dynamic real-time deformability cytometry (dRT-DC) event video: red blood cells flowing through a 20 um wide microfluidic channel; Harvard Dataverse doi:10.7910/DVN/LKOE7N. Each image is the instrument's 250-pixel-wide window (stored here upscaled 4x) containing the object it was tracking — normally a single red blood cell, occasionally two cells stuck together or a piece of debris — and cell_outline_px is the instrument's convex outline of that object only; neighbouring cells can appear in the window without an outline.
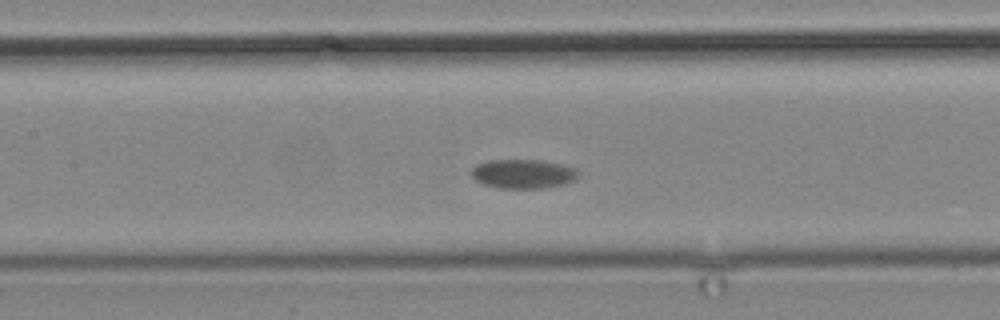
{"species": "common noctule bat (a hibernating species)", "species_latin": "Nyctalus noctula", "temperature_condition": "cold", "stored_images_in_passage": 4, "camera_frame_rate_fps": 3000, "um_per_image_px": 0.085, "animal": {"sex": "male", "body_mass_g": 19.2, "forearm_length_mm": 51.8}, "frame": {"image": 1, "passage_image": 4, "time_ms": 5.0, "image_size_px": [1000, 320], "cell_outline_px": [[580, 176], [576, 180], [564, 184], [544, 188], [500, 188], [484, 184], [476, 180], [472, 176], [472, 168], [476, 164], [488, 160], [540, 160], [564, 164], [576, 168], [580, 172]], "centroid_in_image_um": [44.53, 14.77], "position_along_channel_um": 162.9, "area_um2": 18.38}}